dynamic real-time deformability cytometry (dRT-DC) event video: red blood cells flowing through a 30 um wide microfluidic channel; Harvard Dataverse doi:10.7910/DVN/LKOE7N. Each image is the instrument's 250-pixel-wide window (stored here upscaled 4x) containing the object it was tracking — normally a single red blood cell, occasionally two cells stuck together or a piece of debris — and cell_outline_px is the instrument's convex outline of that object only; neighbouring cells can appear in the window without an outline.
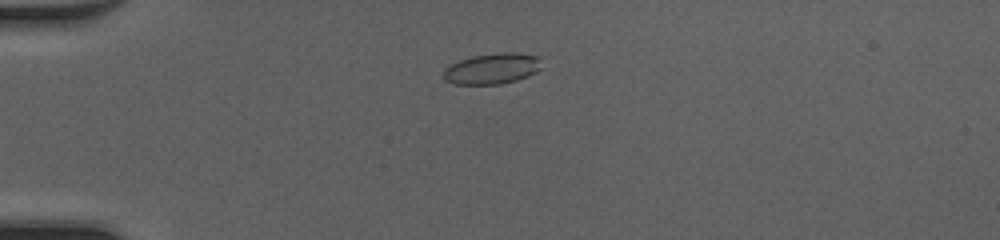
{"species": "common noctule bat (a hibernating species)", "species_latin": "Nyctalus noctula", "temperature_condition": "cold", "stored_images_in_passage": 45, "camera_frame_rate_fps": 3000, "um_per_image_px": 0.085, "animal": {"sex": "female", "body_mass_g": 20.0, "forearm_length_mm": 54.0}, "frame": {"image": 1, "passage_image": 9, "time_ms": 2.667, "image_size_px": [1000, 240], "cell_outline_px": [[540, 68], [536, 72], [528, 76], [516, 80], [500, 84], [452, 84], [444, 80], [444, 68], [460, 60], [472, 56], [500, 52], [516, 52], [540, 56]], "centroid_in_image_um": [41.84, 5.83], "position_along_channel_um": 43.2, "area_um2": 17.69}}
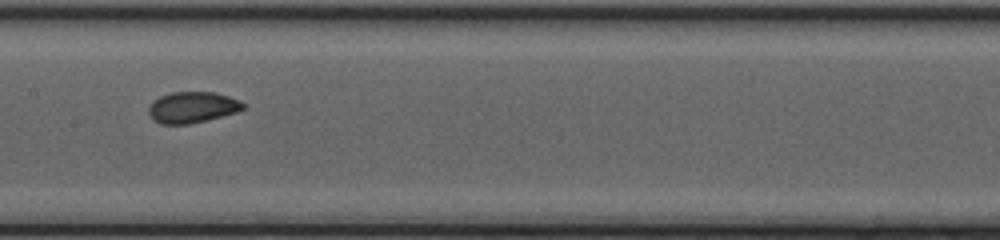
{"frame": {"image": 2, "passage_image": 22, "time_ms": 7.0, "image_size_px": [1000, 240], "cell_outline_px": [[248, 108], [236, 112], [188, 124], [160, 124], [152, 120], [148, 112], [148, 108], [160, 96], [172, 92], [216, 92], [240, 100]], "centroid_in_image_um": [16.36, 9.12], "position_along_channel_um": 191.0, "area_um2": 17.05}}
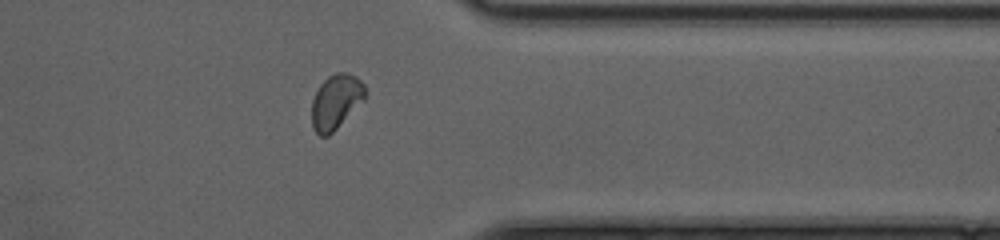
{"frame": {"image": 3, "passage_image": 36, "time_ms": 11.667, "image_size_px": [1000, 240], "cell_outline_px": [[364, 100], [328, 136], [320, 136], [312, 128], [312, 100], [320, 84], [328, 76], [336, 72], [348, 72], [356, 76], [364, 84]], "centroid_in_image_um": [28.53, 8.62], "position_along_channel_um": 382.9, "area_um2": 16.82}, "authors_computed_cell_mechanics": {"area_um2": 17.2822, "velocity_mm_per_s": 4.2329, "shape_relaxation_time_tau1_ms": 3.3066, "shape_relaxation_time_tau2_ms": null, "deformation_change_tau1": 0.0957, "deformation_change_tau2": null}}